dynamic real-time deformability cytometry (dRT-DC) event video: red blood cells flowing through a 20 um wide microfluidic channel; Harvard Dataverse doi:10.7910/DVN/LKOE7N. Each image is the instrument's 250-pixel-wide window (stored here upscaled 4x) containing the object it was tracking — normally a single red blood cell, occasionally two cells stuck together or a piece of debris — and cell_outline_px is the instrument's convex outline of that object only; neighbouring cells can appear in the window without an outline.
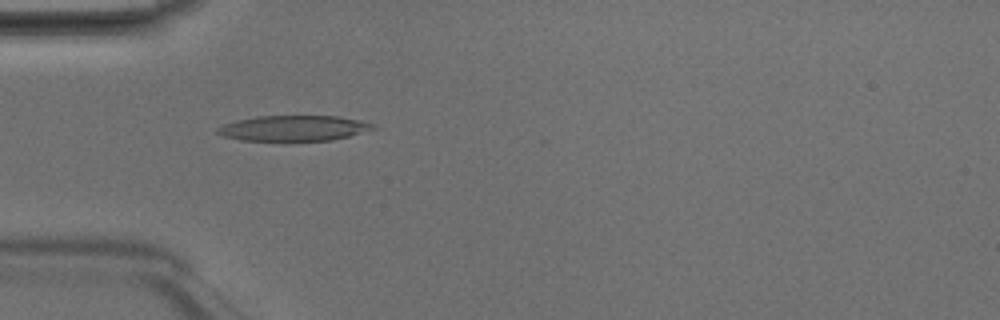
{"species": "Egyptian fruit bat (a non-hibernating species)", "species_latin": "Rousettus aegyptiacus", "temperature_condition": "room temperature", "stored_images_in_passage": 47, "camera_frame_rate_fps": 3000, "um_per_image_px": 0.085, "animal": {"sex": "male"}, "frame": {"image": 1, "passage_image": 14, "time_ms": 4.333, "image_size_px": [1000, 320], "cell_outline_px": [[376, 128], [348, 136], [332, 140], [240, 140], [224, 136], [216, 132], [216, 128], [224, 124], [236, 120], [256, 116], [336, 116], [360, 120], [372, 124]], "centroid_in_image_um": [24.92, 10.89], "position_along_channel_um": 60.1, "area_um2": 22.77}}
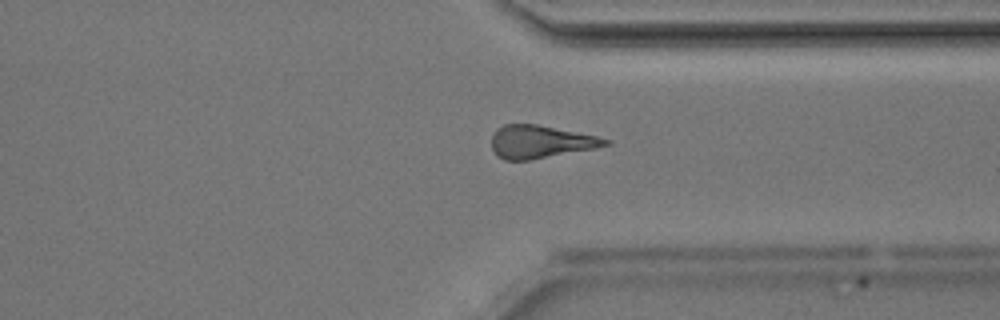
{"frame": {"image": 2, "passage_image": 36, "time_ms": 11.667, "image_size_px": [1000, 320], "cell_outline_px": [[612, 144], [596, 148], [528, 160], [504, 160], [496, 156], [492, 148], [492, 136], [496, 128], [504, 124], [536, 124], [596, 136], [612, 140]], "centroid_in_image_um": [45.92, 12.05], "position_along_channel_um": 365.5, "area_um2": 21.73}}
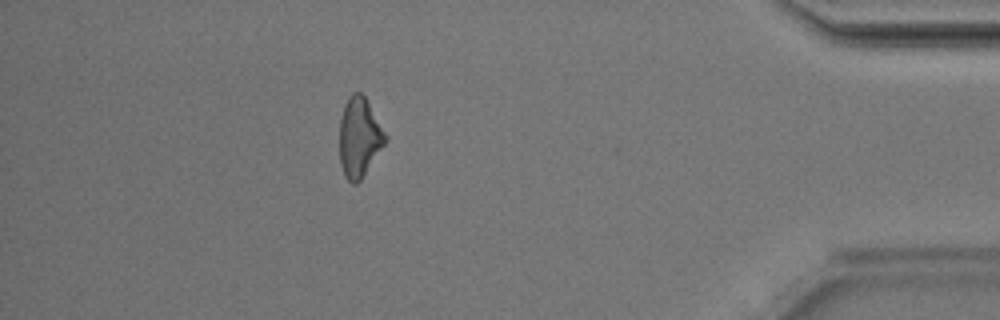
{"frame": {"image": 3, "passage_image": 42, "time_ms": 13.667, "image_size_px": [1000, 320], "cell_outline_px": [[388, 140], [360, 180], [356, 184], [352, 184], [344, 176], [340, 164], [340, 120], [344, 104], [348, 96], [352, 92], [360, 92], [364, 96], [388, 136]], "centroid_in_image_um": [30.54, 11.67], "position_along_channel_um": 404.7, "area_um2": 21.27}, "authors_computed_cell_mechanics": {"area_um2": 22.542, "velocity_mm_per_s": 4.2036, "shape_relaxation_time_tau1_ms": 3.7523, "shape_relaxation_time_tau2_ms": 5.8576, "deformation_change_tau1": 0.1486, "deformation_change_tau2": 0.2066}}